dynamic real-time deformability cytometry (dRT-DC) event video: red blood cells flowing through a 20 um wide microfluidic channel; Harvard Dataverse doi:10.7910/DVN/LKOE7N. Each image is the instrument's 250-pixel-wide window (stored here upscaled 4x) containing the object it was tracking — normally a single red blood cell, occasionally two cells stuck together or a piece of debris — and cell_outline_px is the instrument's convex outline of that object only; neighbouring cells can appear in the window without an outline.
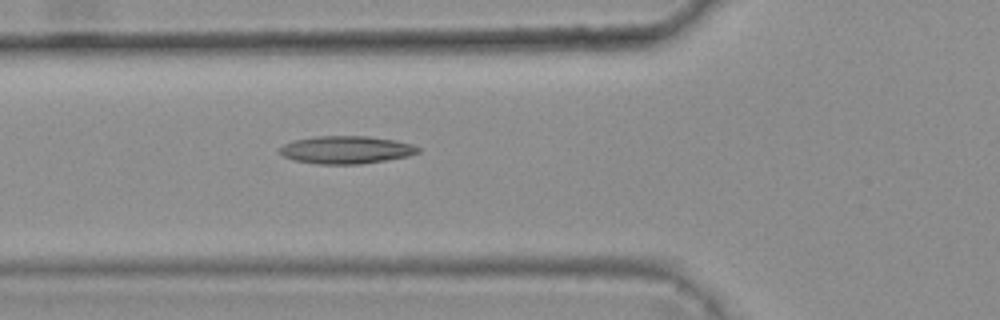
{"species": "common noctule bat (a hibernating species)", "species_latin": "Nyctalus noctula", "temperature_condition": "warm", "stored_images_in_passage": 5, "camera_frame_rate_fps": 3000, "um_per_image_px": 0.085, "animal": {"sex": "female", "body_mass_g": 25.1}, "frame": {"image": 1, "passage_image": 5, "time_ms": 1.333, "image_size_px": [1000, 320], "cell_outline_px": [[420, 152], [408, 156], [360, 164], [320, 164], [292, 160], [284, 156], [280, 152], [280, 148], [284, 144], [292, 140], [316, 136], [368, 136], [396, 140], [412, 144], [420, 148]], "centroid_in_image_um": [29.42, 12.73], "position_along_channel_um": 96.4, "area_um2": 22.37}}